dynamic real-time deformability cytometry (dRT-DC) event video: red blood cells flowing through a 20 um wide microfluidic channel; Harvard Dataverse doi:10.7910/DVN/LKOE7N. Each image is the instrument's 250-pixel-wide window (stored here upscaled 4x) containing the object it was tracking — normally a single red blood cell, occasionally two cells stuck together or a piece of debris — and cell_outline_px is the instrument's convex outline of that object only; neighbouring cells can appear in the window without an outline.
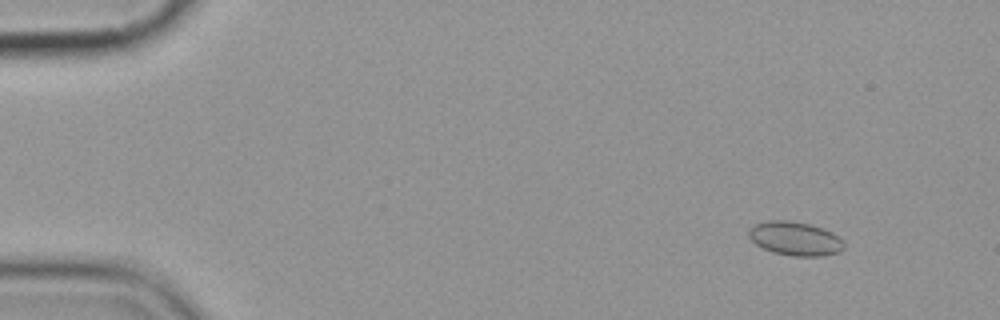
{"species": "common noctule bat (a hibernating species)", "species_latin": "Nyctalus noctula", "temperature_condition": "cold", "stored_images_in_passage": 15, "camera_frame_rate_fps": 3000, "um_per_image_px": 0.085, "animal": {"sex": "female", "body_mass_g": 19.9}, "frame": {"image": 1, "passage_image": 2, "time_ms": 1.0, "image_size_px": [1000, 320], "cell_outline_px": [[844, 248], [840, 252], [824, 256], [792, 256], [772, 252], [756, 244], [748, 236], [748, 228], [756, 224], [768, 220], [788, 220], [812, 224], [832, 232], [844, 244]], "centroid_in_image_um": [67.57, 20.28], "position_along_channel_um": 17.4, "area_um2": 18.84}}
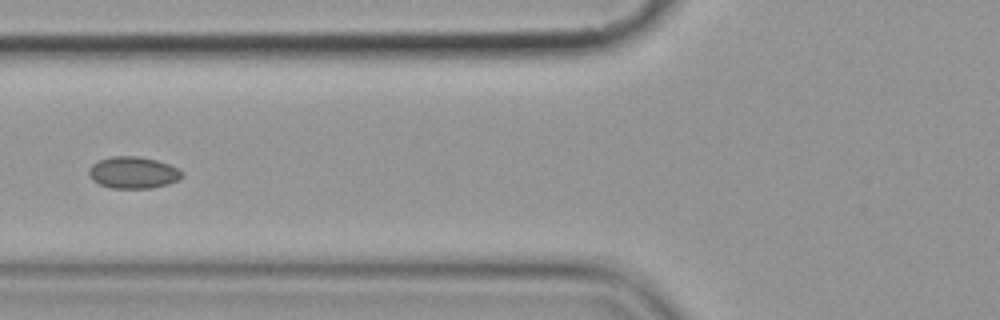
{"frame": {"image": 2, "passage_image": 6, "time_ms": 6.667, "image_size_px": [1000, 320], "cell_outline_px": [[184, 176], [180, 180], [168, 184], [152, 188], [112, 188], [100, 184], [92, 180], [88, 176], [88, 168], [92, 164], [100, 160], [112, 156], [140, 156], [156, 160], [168, 164], [184, 172]], "centroid_in_image_um": [11.33, 14.67], "position_along_channel_um": 114.5, "area_um2": 17.4}}
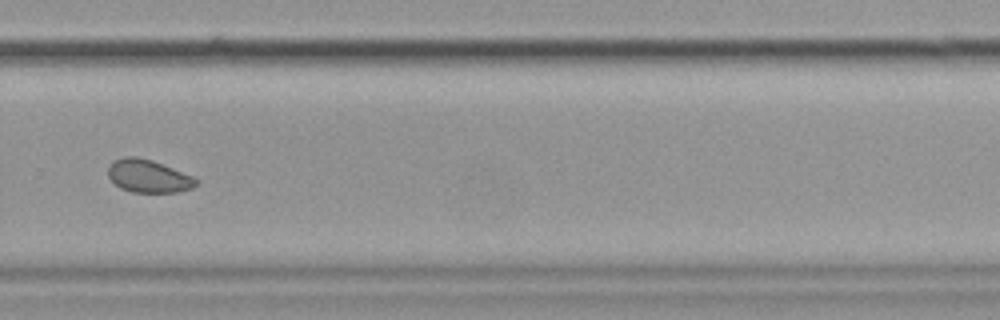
{"frame": {"image": 3, "passage_image": 11, "time_ms": 12.333, "image_size_px": [1000, 320], "cell_outline_px": [[200, 180], [192, 188], [176, 192], [132, 192], [120, 188], [108, 176], [108, 164], [124, 156], [136, 156], [152, 160], [192, 176]], "centroid_in_image_um": [12.6, 14.97], "position_along_channel_um": 317.2, "area_um2": 16.76}}